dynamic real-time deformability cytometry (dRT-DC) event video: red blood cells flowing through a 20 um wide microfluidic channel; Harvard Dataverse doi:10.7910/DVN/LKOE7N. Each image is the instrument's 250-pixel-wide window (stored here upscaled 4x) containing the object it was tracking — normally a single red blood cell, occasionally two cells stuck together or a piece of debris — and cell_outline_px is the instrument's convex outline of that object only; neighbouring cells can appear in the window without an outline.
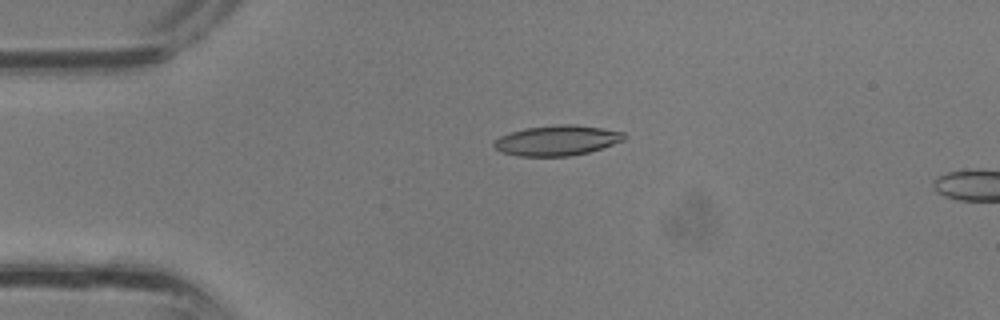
{"species": "common noctule bat (a hibernating species)", "species_latin": "Nyctalus noctula", "temperature_condition": "room temperature", "stored_images_in_passage": 3, "camera_frame_rate_fps": 3000, "um_per_image_px": 0.085, "animal": {"sex": "male", "body_mass_g": 13.3}, "frame": {"image": 1, "passage_image": 1, "time_ms": 0.0, "image_size_px": [1000, 320], "cell_outline_px": [[624, 140], [588, 152], [568, 156], [516, 156], [504, 152], [496, 148], [492, 144], [500, 136], [508, 132], [524, 128], [556, 124], [576, 124], [604, 128], [624, 132]], "centroid_in_image_um": [47.32, 11.92], "position_along_channel_um": 37.7, "area_um2": 22.89}}